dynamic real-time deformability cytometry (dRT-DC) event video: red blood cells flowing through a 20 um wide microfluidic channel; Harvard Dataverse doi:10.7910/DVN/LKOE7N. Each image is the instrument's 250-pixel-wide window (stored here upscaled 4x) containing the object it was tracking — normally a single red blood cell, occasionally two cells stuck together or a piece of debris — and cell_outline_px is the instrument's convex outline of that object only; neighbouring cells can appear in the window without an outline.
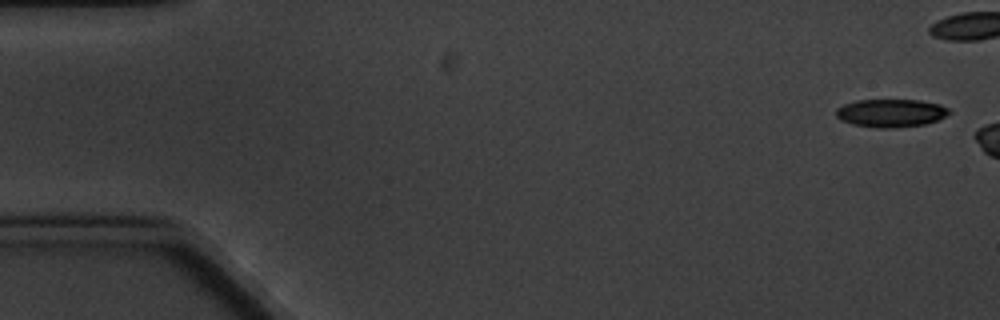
{"species": "common noctule bat (a hibernating species)", "species_latin": "Nyctalus noctula", "temperature_condition": "cold", "stored_images_in_passage": 3, "camera_frame_rate_fps": 3000, "um_per_image_px": 0.085, "animal": {"sex": "male", "body_mass_g": 20.1, "forearm_length_mm": 53.5}, "frame": {"image": 1, "passage_image": 1, "time_ms": 0.0, "image_size_px": [1000, 320], "cell_outline_px": [[952, 112], [936, 120], [924, 124], [892, 128], [876, 128], [852, 124], [840, 120], [836, 116], [836, 108], [844, 104], [856, 100], [920, 100], [940, 104], [948, 108]], "centroid_in_image_um": [75.7, 9.6], "position_along_channel_um": 9.3, "area_um2": 18.5}}